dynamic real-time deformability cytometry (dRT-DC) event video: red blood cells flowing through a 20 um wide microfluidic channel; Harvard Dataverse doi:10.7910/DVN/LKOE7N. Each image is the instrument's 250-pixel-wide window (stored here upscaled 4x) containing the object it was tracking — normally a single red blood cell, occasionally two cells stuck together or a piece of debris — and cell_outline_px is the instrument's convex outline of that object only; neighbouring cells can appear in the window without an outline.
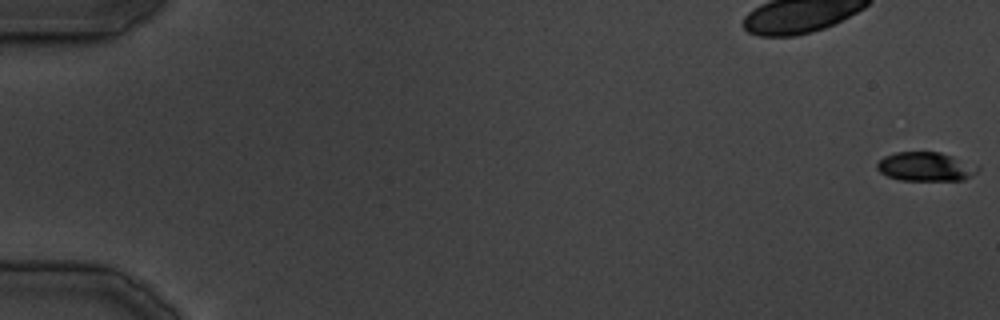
{"species": "common noctule bat (a hibernating species)", "species_latin": "Nyctalus noctula", "temperature_condition": "cold", "stored_images_in_passage": 23, "camera_frame_rate_fps": 3000, "um_per_image_px": 0.085, "animal": {"sex": "male", "body_mass_g": 19.5, "forearm_length_mm": 54.6}, "frame": {"image": 1, "passage_image": 1, "time_ms": 0.0, "image_size_px": [1000, 320], "cell_outline_px": [[980, 168], [972, 176], [964, 180], [900, 180], [888, 176], [880, 172], [876, 168], [876, 164], [884, 156], [896, 152], [940, 152], [980, 164]], "centroid_in_image_um": [78.74, 14.16], "position_along_channel_um": 6.3, "area_um2": 17.28}}